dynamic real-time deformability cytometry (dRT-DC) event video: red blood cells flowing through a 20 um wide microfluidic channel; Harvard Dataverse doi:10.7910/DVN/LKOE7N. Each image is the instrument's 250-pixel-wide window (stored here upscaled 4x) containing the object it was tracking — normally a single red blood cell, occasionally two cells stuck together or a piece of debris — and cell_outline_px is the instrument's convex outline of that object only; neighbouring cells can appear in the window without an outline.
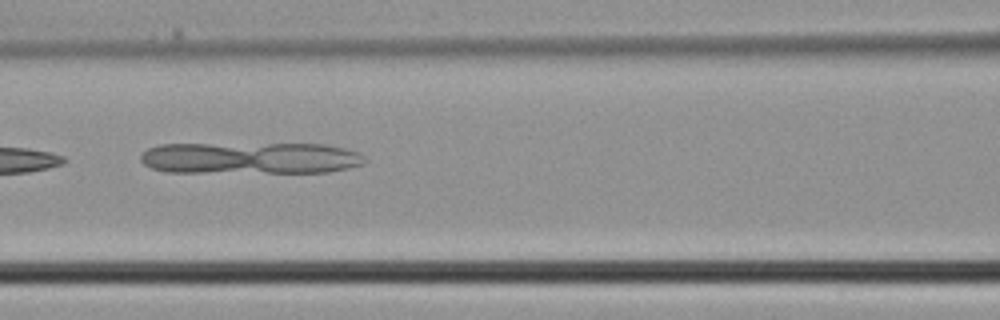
{"species": "common noctule bat (a hibernating species)", "species_latin": "Nyctalus noctula", "temperature_condition": "cold", "stored_images_in_passage": 4, "camera_frame_rate_fps": 3000, "um_per_image_px": 0.085, "animal": {"sex": "male", "body_mass_g": 21.5, "forearm_length_mm": 52.0}, "frame": {"image": 1, "passage_image": 4, "time_ms": 1.0, "image_size_px": [1000, 320], "cell_outline_px": [[368, 160], [364, 164], [348, 168], [328, 172], [164, 172], [152, 168], [144, 164], [140, 160], [140, 156], [148, 148], [160, 144], [324, 144], [344, 148], [356, 152]], "centroid_in_image_um": [21.26, 13.43], "position_along_channel_um": 145.3, "area_um2": 41.56}}